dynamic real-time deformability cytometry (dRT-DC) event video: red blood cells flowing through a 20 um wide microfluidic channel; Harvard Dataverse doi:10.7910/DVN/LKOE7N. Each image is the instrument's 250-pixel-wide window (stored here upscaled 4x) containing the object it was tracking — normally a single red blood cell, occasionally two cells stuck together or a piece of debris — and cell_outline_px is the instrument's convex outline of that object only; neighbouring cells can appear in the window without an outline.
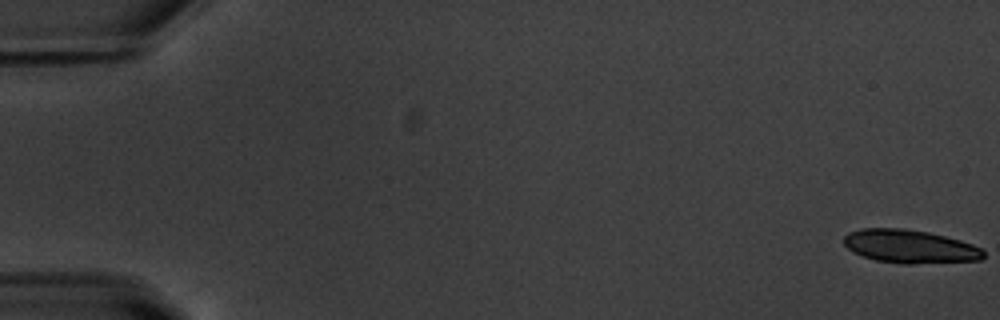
{"species": "common noctule bat (a hibernating species)", "species_latin": "Nyctalus noctula", "temperature_condition": "warm", "stored_images_in_passage": 25, "camera_frame_rate_fps": 3000, "um_per_image_px": 0.085, "animal": {"sex": "male", "body_mass_g": 20.1, "forearm_length_mm": 53.5}, "frame": {"image": 1, "passage_image": 1, "time_ms": 0.0, "image_size_px": [1000, 320], "cell_outline_px": [[984, 256], [980, 260], [912, 264], [900, 264], [876, 260], [852, 252], [844, 244], [844, 236], [848, 232], [860, 228], [904, 228], [928, 232], [960, 240], [972, 244], [980, 248], [984, 252]], "centroid_in_image_um": [77.31, 20.94], "position_along_channel_um": 7.7, "area_um2": 27.17}}